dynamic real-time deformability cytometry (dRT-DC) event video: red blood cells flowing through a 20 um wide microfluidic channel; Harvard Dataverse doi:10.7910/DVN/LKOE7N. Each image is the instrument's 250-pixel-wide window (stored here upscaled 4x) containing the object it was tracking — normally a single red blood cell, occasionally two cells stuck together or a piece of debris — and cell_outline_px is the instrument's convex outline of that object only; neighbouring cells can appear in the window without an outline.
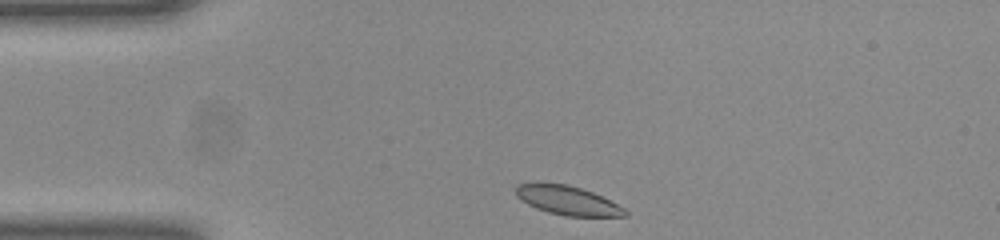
{"species": "common noctule bat (a hibernating species)", "species_latin": "Nyctalus noctula", "temperature_condition": "room temperature", "stored_images_in_passage": 32, "camera_frame_rate_fps": 3000, "um_per_image_px": 0.085, "animal": {"sex": "female", "body_mass_g": 23.0, "forearm_length_mm": 53.4}, "frame": {"image": 1, "passage_image": 1, "time_ms": 0.0, "image_size_px": [1000, 240], "cell_outline_px": [[628, 216], [564, 216], [548, 212], [536, 208], [520, 200], [516, 196], [516, 184], [564, 184], [580, 188], [592, 192], [624, 208], [628, 212]], "centroid_in_image_um": [48.24, 17.06], "position_along_channel_um": 36.8, "area_um2": 18.03}}
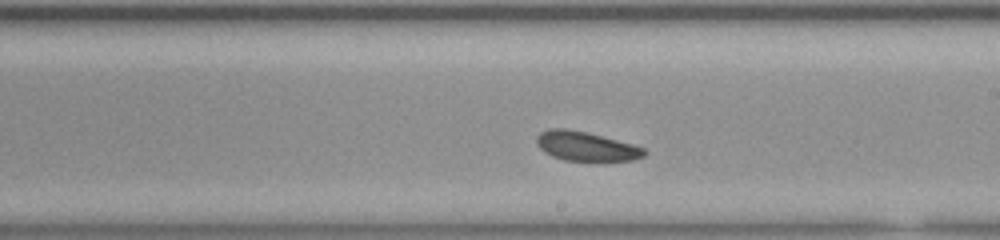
{"frame": {"image": 2, "passage_image": 19, "time_ms": 6.0, "image_size_px": [1000, 240], "cell_outline_px": [[648, 152], [644, 156], [632, 160], [600, 164], [596, 164], [564, 160], [552, 156], [544, 152], [536, 144], [536, 136], [540, 132], [548, 128], [564, 128], [584, 132], [632, 144], [644, 148]], "centroid_in_image_um": [49.82, 12.5], "position_along_channel_um": 239.2, "area_um2": 19.13}}
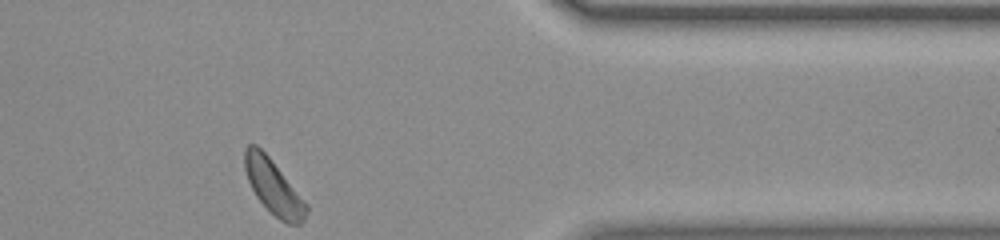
{"frame": {"image": 3, "passage_image": 32, "time_ms": 10.333, "image_size_px": [1000, 240], "cell_outline_px": [[308, 212], [304, 220], [300, 224], [288, 224], [280, 220], [256, 196], [248, 180], [244, 168], [244, 148], [248, 144], [256, 144], [268, 156], [308, 204]], "centroid_in_image_um": [23.25, 15.89], "position_along_channel_um": 388.2, "area_um2": 19.31}, "authors_computed_cell_mechanics": {"area_um2": 18.9006, "velocity_mm_per_s": 3.9403, "shape_relaxation_time_tau1_ms": null, "shape_relaxation_time_tau2_ms": 5.8689, "deformation_change_tau1": null, "deformation_change_tau2": 0.1144}}